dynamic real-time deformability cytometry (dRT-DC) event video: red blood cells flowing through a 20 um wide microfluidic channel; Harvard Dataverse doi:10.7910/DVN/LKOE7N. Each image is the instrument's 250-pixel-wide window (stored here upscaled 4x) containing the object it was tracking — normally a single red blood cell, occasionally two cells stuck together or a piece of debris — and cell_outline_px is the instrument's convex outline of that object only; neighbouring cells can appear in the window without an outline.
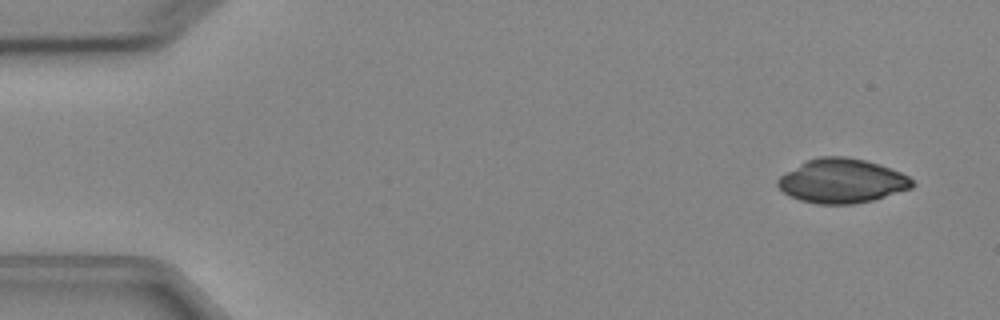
{"species": "Egyptian fruit bat (a non-hibernating species)", "species_latin": "Rousettus aegyptiacus", "temperature_condition": "cold", "stored_images_in_passage": 4, "camera_frame_rate_fps": 3000, "um_per_image_px": 0.085, "animal": {"sex": "female"}, "frame": {"image": 1, "passage_image": 1, "time_ms": 0.0, "image_size_px": [1000, 320], "cell_outline_px": [[916, 184], [912, 188], [872, 200], [852, 204], [816, 204], [800, 200], [788, 196], [776, 184], [776, 180], [784, 172], [808, 160], [820, 156], [844, 156], [864, 160], [900, 172], [908, 176]], "centroid_in_image_um": [71.53, 15.39], "position_along_channel_um": 13.5, "area_um2": 34.51}}